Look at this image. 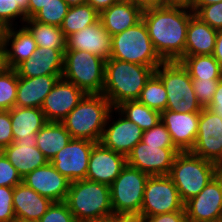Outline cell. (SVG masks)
Segmentation results:
<instances>
[{
	"label": "cell",
	"mask_w": 222,
	"mask_h": 222,
	"mask_svg": "<svg viewBox=\"0 0 222 222\" xmlns=\"http://www.w3.org/2000/svg\"><path fill=\"white\" fill-rule=\"evenodd\" d=\"M193 15L191 9L172 6L142 12L154 48L164 61L184 57L187 27Z\"/></svg>",
	"instance_id": "6da1fadb"
},
{
	"label": "cell",
	"mask_w": 222,
	"mask_h": 222,
	"mask_svg": "<svg viewBox=\"0 0 222 222\" xmlns=\"http://www.w3.org/2000/svg\"><path fill=\"white\" fill-rule=\"evenodd\" d=\"M155 69L145 65L109 58L105 63L102 94L113 108L127 100H137Z\"/></svg>",
	"instance_id": "7a4b0ae2"
},
{
	"label": "cell",
	"mask_w": 222,
	"mask_h": 222,
	"mask_svg": "<svg viewBox=\"0 0 222 222\" xmlns=\"http://www.w3.org/2000/svg\"><path fill=\"white\" fill-rule=\"evenodd\" d=\"M112 108L103 94H86L61 123L73 139L99 143Z\"/></svg>",
	"instance_id": "3957f363"
},
{
	"label": "cell",
	"mask_w": 222,
	"mask_h": 222,
	"mask_svg": "<svg viewBox=\"0 0 222 222\" xmlns=\"http://www.w3.org/2000/svg\"><path fill=\"white\" fill-rule=\"evenodd\" d=\"M65 202L77 222L114 214L109 185L88 179L72 181Z\"/></svg>",
	"instance_id": "277c9868"
},
{
	"label": "cell",
	"mask_w": 222,
	"mask_h": 222,
	"mask_svg": "<svg viewBox=\"0 0 222 222\" xmlns=\"http://www.w3.org/2000/svg\"><path fill=\"white\" fill-rule=\"evenodd\" d=\"M216 175V163L198 157L190 151H180L176 154L169 173L184 203L198 195Z\"/></svg>",
	"instance_id": "5b68a950"
},
{
	"label": "cell",
	"mask_w": 222,
	"mask_h": 222,
	"mask_svg": "<svg viewBox=\"0 0 222 222\" xmlns=\"http://www.w3.org/2000/svg\"><path fill=\"white\" fill-rule=\"evenodd\" d=\"M110 58L156 69L164 60L156 52L143 19L112 36Z\"/></svg>",
	"instance_id": "8992f818"
},
{
	"label": "cell",
	"mask_w": 222,
	"mask_h": 222,
	"mask_svg": "<svg viewBox=\"0 0 222 222\" xmlns=\"http://www.w3.org/2000/svg\"><path fill=\"white\" fill-rule=\"evenodd\" d=\"M163 83L167 91L166 110L173 112H201L193 90L192 79L188 70L179 61H164L154 73Z\"/></svg>",
	"instance_id": "52a82bcc"
},
{
	"label": "cell",
	"mask_w": 222,
	"mask_h": 222,
	"mask_svg": "<svg viewBox=\"0 0 222 222\" xmlns=\"http://www.w3.org/2000/svg\"><path fill=\"white\" fill-rule=\"evenodd\" d=\"M105 63L101 57L81 50H65L62 78L86 94H102Z\"/></svg>",
	"instance_id": "ba28073f"
},
{
	"label": "cell",
	"mask_w": 222,
	"mask_h": 222,
	"mask_svg": "<svg viewBox=\"0 0 222 222\" xmlns=\"http://www.w3.org/2000/svg\"><path fill=\"white\" fill-rule=\"evenodd\" d=\"M149 175L126 165L110 187L114 214H140Z\"/></svg>",
	"instance_id": "9c48e42d"
},
{
	"label": "cell",
	"mask_w": 222,
	"mask_h": 222,
	"mask_svg": "<svg viewBox=\"0 0 222 222\" xmlns=\"http://www.w3.org/2000/svg\"><path fill=\"white\" fill-rule=\"evenodd\" d=\"M185 210L184 202L169 175L149 176L140 215L143 217Z\"/></svg>",
	"instance_id": "30bf717a"
},
{
	"label": "cell",
	"mask_w": 222,
	"mask_h": 222,
	"mask_svg": "<svg viewBox=\"0 0 222 222\" xmlns=\"http://www.w3.org/2000/svg\"><path fill=\"white\" fill-rule=\"evenodd\" d=\"M117 114L116 119L113 118ZM115 119V120H114ZM143 130L124 117L116 108L110 111L100 143L114 152L121 153L127 157L132 149L142 141Z\"/></svg>",
	"instance_id": "8fae6325"
},
{
	"label": "cell",
	"mask_w": 222,
	"mask_h": 222,
	"mask_svg": "<svg viewBox=\"0 0 222 222\" xmlns=\"http://www.w3.org/2000/svg\"><path fill=\"white\" fill-rule=\"evenodd\" d=\"M188 222L222 220V180L216 175L201 192L184 203Z\"/></svg>",
	"instance_id": "7c38bea8"
},
{
	"label": "cell",
	"mask_w": 222,
	"mask_h": 222,
	"mask_svg": "<svg viewBox=\"0 0 222 222\" xmlns=\"http://www.w3.org/2000/svg\"><path fill=\"white\" fill-rule=\"evenodd\" d=\"M193 154L217 163L222 157V118L209 108H203L198 121Z\"/></svg>",
	"instance_id": "4fadbf2b"
},
{
	"label": "cell",
	"mask_w": 222,
	"mask_h": 222,
	"mask_svg": "<svg viewBox=\"0 0 222 222\" xmlns=\"http://www.w3.org/2000/svg\"><path fill=\"white\" fill-rule=\"evenodd\" d=\"M96 142L85 139H71L50 161L68 180L86 179L90 153Z\"/></svg>",
	"instance_id": "5bb4252c"
},
{
	"label": "cell",
	"mask_w": 222,
	"mask_h": 222,
	"mask_svg": "<svg viewBox=\"0 0 222 222\" xmlns=\"http://www.w3.org/2000/svg\"><path fill=\"white\" fill-rule=\"evenodd\" d=\"M178 148H160L140 141L127 155V165L149 176L169 175Z\"/></svg>",
	"instance_id": "9a60e30c"
},
{
	"label": "cell",
	"mask_w": 222,
	"mask_h": 222,
	"mask_svg": "<svg viewBox=\"0 0 222 222\" xmlns=\"http://www.w3.org/2000/svg\"><path fill=\"white\" fill-rule=\"evenodd\" d=\"M86 93L73 83L59 78L41 107L47 122H61Z\"/></svg>",
	"instance_id": "2e32d148"
},
{
	"label": "cell",
	"mask_w": 222,
	"mask_h": 222,
	"mask_svg": "<svg viewBox=\"0 0 222 222\" xmlns=\"http://www.w3.org/2000/svg\"><path fill=\"white\" fill-rule=\"evenodd\" d=\"M22 182L52 202L65 201L71 183L50 162L27 174Z\"/></svg>",
	"instance_id": "e0dca14e"
},
{
	"label": "cell",
	"mask_w": 222,
	"mask_h": 222,
	"mask_svg": "<svg viewBox=\"0 0 222 222\" xmlns=\"http://www.w3.org/2000/svg\"><path fill=\"white\" fill-rule=\"evenodd\" d=\"M126 165L125 155L96 143L90 153L86 179L110 186Z\"/></svg>",
	"instance_id": "ac0fdd59"
},
{
	"label": "cell",
	"mask_w": 222,
	"mask_h": 222,
	"mask_svg": "<svg viewBox=\"0 0 222 222\" xmlns=\"http://www.w3.org/2000/svg\"><path fill=\"white\" fill-rule=\"evenodd\" d=\"M200 112L182 113L165 110L160 121L166 126L174 145L180 151H190L196 141Z\"/></svg>",
	"instance_id": "d6986e66"
},
{
	"label": "cell",
	"mask_w": 222,
	"mask_h": 222,
	"mask_svg": "<svg viewBox=\"0 0 222 222\" xmlns=\"http://www.w3.org/2000/svg\"><path fill=\"white\" fill-rule=\"evenodd\" d=\"M112 36L100 20L66 38V50H81L97 55L104 60L111 56Z\"/></svg>",
	"instance_id": "ffe728a7"
},
{
	"label": "cell",
	"mask_w": 222,
	"mask_h": 222,
	"mask_svg": "<svg viewBox=\"0 0 222 222\" xmlns=\"http://www.w3.org/2000/svg\"><path fill=\"white\" fill-rule=\"evenodd\" d=\"M65 50L37 47L30 58L15 68L18 77L62 76Z\"/></svg>",
	"instance_id": "44dd1931"
},
{
	"label": "cell",
	"mask_w": 222,
	"mask_h": 222,
	"mask_svg": "<svg viewBox=\"0 0 222 222\" xmlns=\"http://www.w3.org/2000/svg\"><path fill=\"white\" fill-rule=\"evenodd\" d=\"M5 157L23 178L47 163L48 159L36 146V139H15L4 148Z\"/></svg>",
	"instance_id": "7402d4cb"
},
{
	"label": "cell",
	"mask_w": 222,
	"mask_h": 222,
	"mask_svg": "<svg viewBox=\"0 0 222 222\" xmlns=\"http://www.w3.org/2000/svg\"><path fill=\"white\" fill-rule=\"evenodd\" d=\"M51 204L49 198L41 196L23 182L13 188V208L17 221L37 222Z\"/></svg>",
	"instance_id": "603a6c76"
},
{
	"label": "cell",
	"mask_w": 222,
	"mask_h": 222,
	"mask_svg": "<svg viewBox=\"0 0 222 222\" xmlns=\"http://www.w3.org/2000/svg\"><path fill=\"white\" fill-rule=\"evenodd\" d=\"M36 49L34 37L24 25L7 27L3 49L6 68L15 69Z\"/></svg>",
	"instance_id": "cb8c5ba5"
},
{
	"label": "cell",
	"mask_w": 222,
	"mask_h": 222,
	"mask_svg": "<svg viewBox=\"0 0 222 222\" xmlns=\"http://www.w3.org/2000/svg\"><path fill=\"white\" fill-rule=\"evenodd\" d=\"M61 76L19 77L16 107L40 108Z\"/></svg>",
	"instance_id": "d4e9b609"
},
{
	"label": "cell",
	"mask_w": 222,
	"mask_h": 222,
	"mask_svg": "<svg viewBox=\"0 0 222 222\" xmlns=\"http://www.w3.org/2000/svg\"><path fill=\"white\" fill-rule=\"evenodd\" d=\"M142 10L131 2H117L99 14L105 30L109 35L121 33L134 26L142 19Z\"/></svg>",
	"instance_id": "484cf974"
},
{
	"label": "cell",
	"mask_w": 222,
	"mask_h": 222,
	"mask_svg": "<svg viewBox=\"0 0 222 222\" xmlns=\"http://www.w3.org/2000/svg\"><path fill=\"white\" fill-rule=\"evenodd\" d=\"M216 38L217 30L193 15L187 27L184 56L213 55Z\"/></svg>",
	"instance_id": "4316f807"
},
{
	"label": "cell",
	"mask_w": 222,
	"mask_h": 222,
	"mask_svg": "<svg viewBox=\"0 0 222 222\" xmlns=\"http://www.w3.org/2000/svg\"><path fill=\"white\" fill-rule=\"evenodd\" d=\"M13 139H36V134L46 124L40 108L14 107L9 110Z\"/></svg>",
	"instance_id": "83f0119b"
},
{
	"label": "cell",
	"mask_w": 222,
	"mask_h": 222,
	"mask_svg": "<svg viewBox=\"0 0 222 222\" xmlns=\"http://www.w3.org/2000/svg\"><path fill=\"white\" fill-rule=\"evenodd\" d=\"M71 139L61 122H46L36 134V146L50 162Z\"/></svg>",
	"instance_id": "f1b7e54d"
},
{
	"label": "cell",
	"mask_w": 222,
	"mask_h": 222,
	"mask_svg": "<svg viewBox=\"0 0 222 222\" xmlns=\"http://www.w3.org/2000/svg\"><path fill=\"white\" fill-rule=\"evenodd\" d=\"M179 62L188 70L191 79L220 80L222 67L213 55L184 56Z\"/></svg>",
	"instance_id": "f546056e"
},
{
	"label": "cell",
	"mask_w": 222,
	"mask_h": 222,
	"mask_svg": "<svg viewBox=\"0 0 222 222\" xmlns=\"http://www.w3.org/2000/svg\"><path fill=\"white\" fill-rule=\"evenodd\" d=\"M34 37L37 47L66 49V38L58 26L40 23L33 18L23 24Z\"/></svg>",
	"instance_id": "4dcf8cb0"
},
{
	"label": "cell",
	"mask_w": 222,
	"mask_h": 222,
	"mask_svg": "<svg viewBox=\"0 0 222 222\" xmlns=\"http://www.w3.org/2000/svg\"><path fill=\"white\" fill-rule=\"evenodd\" d=\"M115 108L143 131L154 127L160 121L161 117L159 111L147 107L138 100L124 101Z\"/></svg>",
	"instance_id": "1f68e13d"
},
{
	"label": "cell",
	"mask_w": 222,
	"mask_h": 222,
	"mask_svg": "<svg viewBox=\"0 0 222 222\" xmlns=\"http://www.w3.org/2000/svg\"><path fill=\"white\" fill-rule=\"evenodd\" d=\"M99 20V13L89 4L71 6L64 17L61 30L65 38Z\"/></svg>",
	"instance_id": "d6a6232c"
},
{
	"label": "cell",
	"mask_w": 222,
	"mask_h": 222,
	"mask_svg": "<svg viewBox=\"0 0 222 222\" xmlns=\"http://www.w3.org/2000/svg\"><path fill=\"white\" fill-rule=\"evenodd\" d=\"M139 102L160 113L167 108L168 95L162 81L153 74L141 91Z\"/></svg>",
	"instance_id": "836d02e7"
},
{
	"label": "cell",
	"mask_w": 222,
	"mask_h": 222,
	"mask_svg": "<svg viewBox=\"0 0 222 222\" xmlns=\"http://www.w3.org/2000/svg\"><path fill=\"white\" fill-rule=\"evenodd\" d=\"M19 22L15 21L18 20ZM29 19V0H0V21L6 27L24 24Z\"/></svg>",
	"instance_id": "e575fe53"
},
{
	"label": "cell",
	"mask_w": 222,
	"mask_h": 222,
	"mask_svg": "<svg viewBox=\"0 0 222 222\" xmlns=\"http://www.w3.org/2000/svg\"><path fill=\"white\" fill-rule=\"evenodd\" d=\"M18 81L15 69L6 68L0 73V111L15 107Z\"/></svg>",
	"instance_id": "d590c367"
},
{
	"label": "cell",
	"mask_w": 222,
	"mask_h": 222,
	"mask_svg": "<svg viewBox=\"0 0 222 222\" xmlns=\"http://www.w3.org/2000/svg\"><path fill=\"white\" fill-rule=\"evenodd\" d=\"M69 7L64 0H50L32 18L40 23L61 27Z\"/></svg>",
	"instance_id": "8d00e7d4"
},
{
	"label": "cell",
	"mask_w": 222,
	"mask_h": 222,
	"mask_svg": "<svg viewBox=\"0 0 222 222\" xmlns=\"http://www.w3.org/2000/svg\"><path fill=\"white\" fill-rule=\"evenodd\" d=\"M142 142L147 145L160 146V148H177L166 126L161 121L143 132Z\"/></svg>",
	"instance_id": "74e56055"
},
{
	"label": "cell",
	"mask_w": 222,
	"mask_h": 222,
	"mask_svg": "<svg viewBox=\"0 0 222 222\" xmlns=\"http://www.w3.org/2000/svg\"><path fill=\"white\" fill-rule=\"evenodd\" d=\"M219 81L192 79L193 90L202 108H207L210 105Z\"/></svg>",
	"instance_id": "f35d334b"
},
{
	"label": "cell",
	"mask_w": 222,
	"mask_h": 222,
	"mask_svg": "<svg viewBox=\"0 0 222 222\" xmlns=\"http://www.w3.org/2000/svg\"><path fill=\"white\" fill-rule=\"evenodd\" d=\"M37 222H77L65 201L52 202Z\"/></svg>",
	"instance_id": "ab89813d"
},
{
	"label": "cell",
	"mask_w": 222,
	"mask_h": 222,
	"mask_svg": "<svg viewBox=\"0 0 222 222\" xmlns=\"http://www.w3.org/2000/svg\"><path fill=\"white\" fill-rule=\"evenodd\" d=\"M201 21L215 30L222 29V2L200 7L195 13Z\"/></svg>",
	"instance_id": "60d3db41"
},
{
	"label": "cell",
	"mask_w": 222,
	"mask_h": 222,
	"mask_svg": "<svg viewBox=\"0 0 222 222\" xmlns=\"http://www.w3.org/2000/svg\"><path fill=\"white\" fill-rule=\"evenodd\" d=\"M15 220L13 188L0 186V222H14Z\"/></svg>",
	"instance_id": "b9f144b4"
},
{
	"label": "cell",
	"mask_w": 222,
	"mask_h": 222,
	"mask_svg": "<svg viewBox=\"0 0 222 222\" xmlns=\"http://www.w3.org/2000/svg\"><path fill=\"white\" fill-rule=\"evenodd\" d=\"M20 183H22V177L5 155H3L0 158V186L14 188Z\"/></svg>",
	"instance_id": "7bdbcfd3"
},
{
	"label": "cell",
	"mask_w": 222,
	"mask_h": 222,
	"mask_svg": "<svg viewBox=\"0 0 222 222\" xmlns=\"http://www.w3.org/2000/svg\"><path fill=\"white\" fill-rule=\"evenodd\" d=\"M11 126L9 110L0 111V146L3 148L14 142Z\"/></svg>",
	"instance_id": "ee69618b"
},
{
	"label": "cell",
	"mask_w": 222,
	"mask_h": 222,
	"mask_svg": "<svg viewBox=\"0 0 222 222\" xmlns=\"http://www.w3.org/2000/svg\"><path fill=\"white\" fill-rule=\"evenodd\" d=\"M144 222H188L185 210L144 217Z\"/></svg>",
	"instance_id": "f6af8a7d"
},
{
	"label": "cell",
	"mask_w": 222,
	"mask_h": 222,
	"mask_svg": "<svg viewBox=\"0 0 222 222\" xmlns=\"http://www.w3.org/2000/svg\"><path fill=\"white\" fill-rule=\"evenodd\" d=\"M207 108L213 110L222 118V78L220 79L213 99Z\"/></svg>",
	"instance_id": "bcb514c9"
},
{
	"label": "cell",
	"mask_w": 222,
	"mask_h": 222,
	"mask_svg": "<svg viewBox=\"0 0 222 222\" xmlns=\"http://www.w3.org/2000/svg\"><path fill=\"white\" fill-rule=\"evenodd\" d=\"M135 4L142 10L166 7V0H135Z\"/></svg>",
	"instance_id": "7dc6e473"
},
{
	"label": "cell",
	"mask_w": 222,
	"mask_h": 222,
	"mask_svg": "<svg viewBox=\"0 0 222 222\" xmlns=\"http://www.w3.org/2000/svg\"><path fill=\"white\" fill-rule=\"evenodd\" d=\"M113 222H144L140 214H113Z\"/></svg>",
	"instance_id": "c3c4849f"
},
{
	"label": "cell",
	"mask_w": 222,
	"mask_h": 222,
	"mask_svg": "<svg viewBox=\"0 0 222 222\" xmlns=\"http://www.w3.org/2000/svg\"><path fill=\"white\" fill-rule=\"evenodd\" d=\"M117 2V0H87V4L91 5L99 14Z\"/></svg>",
	"instance_id": "681fc988"
},
{
	"label": "cell",
	"mask_w": 222,
	"mask_h": 222,
	"mask_svg": "<svg viewBox=\"0 0 222 222\" xmlns=\"http://www.w3.org/2000/svg\"><path fill=\"white\" fill-rule=\"evenodd\" d=\"M213 56L222 67V29L217 30V38H216L215 50Z\"/></svg>",
	"instance_id": "f907efd6"
},
{
	"label": "cell",
	"mask_w": 222,
	"mask_h": 222,
	"mask_svg": "<svg viewBox=\"0 0 222 222\" xmlns=\"http://www.w3.org/2000/svg\"><path fill=\"white\" fill-rule=\"evenodd\" d=\"M50 0H29V19L32 18Z\"/></svg>",
	"instance_id": "816d5d0a"
},
{
	"label": "cell",
	"mask_w": 222,
	"mask_h": 222,
	"mask_svg": "<svg viewBox=\"0 0 222 222\" xmlns=\"http://www.w3.org/2000/svg\"><path fill=\"white\" fill-rule=\"evenodd\" d=\"M193 3L194 0H166V7L172 6L192 9Z\"/></svg>",
	"instance_id": "f5cc1de1"
},
{
	"label": "cell",
	"mask_w": 222,
	"mask_h": 222,
	"mask_svg": "<svg viewBox=\"0 0 222 222\" xmlns=\"http://www.w3.org/2000/svg\"><path fill=\"white\" fill-rule=\"evenodd\" d=\"M222 2V0H194L192 11L195 13L200 7Z\"/></svg>",
	"instance_id": "db71d44e"
},
{
	"label": "cell",
	"mask_w": 222,
	"mask_h": 222,
	"mask_svg": "<svg viewBox=\"0 0 222 222\" xmlns=\"http://www.w3.org/2000/svg\"><path fill=\"white\" fill-rule=\"evenodd\" d=\"M6 30L7 27L0 21V50L4 49Z\"/></svg>",
	"instance_id": "11a10c76"
},
{
	"label": "cell",
	"mask_w": 222,
	"mask_h": 222,
	"mask_svg": "<svg viewBox=\"0 0 222 222\" xmlns=\"http://www.w3.org/2000/svg\"><path fill=\"white\" fill-rule=\"evenodd\" d=\"M70 7L87 4V0H64Z\"/></svg>",
	"instance_id": "9f6ffc18"
},
{
	"label": "cell",
	"mask_w": 222,
	"mask_h": 222,
	"mask_svg": "<svg viewBox=\"0 0 222 222\" xmlns=\"http://www.w3.org/2000/svg\"><path fill=\"white\" fill-rule=\"evenodd\" d=\"M83 222H113V214L108 217L100 218V219H93V220H87Z\"/></svg>",
	"instance_id": "6f0895ef"
},
{
	"label": "cell",
	"mask_w": 222,
	"mask_h": 222,
	"mask_svg": "<svg viewBox=\"0 0 222 222\" xmlns=\"http://www.w3.org/2000/svg\"><path fill=\"white\" fill-rule=\"evenodd\" d=\"M6 69L4 51L0 50V73Z\"/></svg>",
	"instance_id": "680465c9"
},
{
	"label": "cell",
	"mask_w": 222,
	"mask_h": 222,
	"mask_svg": "<svg viewBox=\"0 0 222 222\" xmlns=\"http://www.w3.org/2000/svg\"><path fill=\"white\" fill-rule=\"evenodd\" d=\"M217 176L222 180V166H216Z\"/></svg>",
	"instance_id": "91938a15"
},
{
	"label": "cell",
	"mask_w": 222,
	"mask_h": 222,
	"mask_svg": "<svg viewBox=\"0 0 222 222\" xmlns=\"http://www.w3.org/2000/svg\"><path fill=\"white\" fill-rule=\"evenodd\" d=\"M118 2H131L135 4V0H117Z\"/></svg>",
	"instance_id": "94428289"
},
{
	"label": "cell",
	"mask_w": 222,
	"mask_h": 222,
	"mask_svg": "<svg viewBox=\"0 0 222 222\" xmlns=\"http://www.w3.org/2000/svg\"><path fill=\"white\" fill-rule=\"evenodd\" d=\"M4 155V148L0 146V158Z\"/></svg>",
	"instance_id": "6125c7cd"
},
{
	"label": "cell",
	"mask_w": 222,
	"mask_h": 222,
	"mask_svg": "<svg viewBox=\"0 0 222 222\" xmlns=\"http://www.w3.org/2000/svg\"><path fill=\"white\" fill-rule=\"evenodd\" d=\"M216 166H222V157H221V159L216 163Z\"/></svg>",
	"instance_id": "be15d7a7"
}]
</instances>
